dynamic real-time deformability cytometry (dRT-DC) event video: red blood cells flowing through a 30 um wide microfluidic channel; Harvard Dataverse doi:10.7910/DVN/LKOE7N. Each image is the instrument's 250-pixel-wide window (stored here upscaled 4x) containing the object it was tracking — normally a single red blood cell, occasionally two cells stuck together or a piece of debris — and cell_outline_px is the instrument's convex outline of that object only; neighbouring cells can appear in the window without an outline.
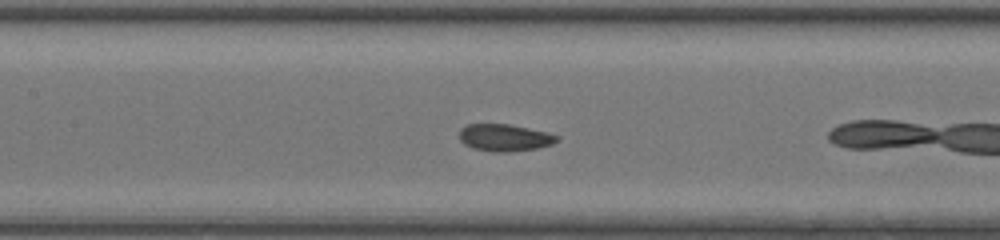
{"species": "common noctule bat (a hibernating species)", "species_latin": "Nyctalus noctula", "temperature_condition": "room temperature", "stored_images_in_passage": 7, "segment_of_instrument_passage": [2, 2], "camera_frame_rate_fps": 3000, "um_per_image_px": 0.085, "animal": {"sex": "female", "body_mass_g": 20.0, "forearm_length_mm": 54.0}, "frame": {"image": 1, "passage_image": 6, "time_ms": 1.667, "image_size_px": [1000, 240], "cell_outline_px": [[560, 140], [552, 144], [536, 148], [508, 152], [492, 152], [472, 148], [464, 144], [460, 140], [460, 128], [468, 124], [508, 124], [548, 132], [560, 136]], "centroid_in_image_um": [42.9, 11.7], "position_along_channel_um": 164.5, "area_um2": 15.49}}